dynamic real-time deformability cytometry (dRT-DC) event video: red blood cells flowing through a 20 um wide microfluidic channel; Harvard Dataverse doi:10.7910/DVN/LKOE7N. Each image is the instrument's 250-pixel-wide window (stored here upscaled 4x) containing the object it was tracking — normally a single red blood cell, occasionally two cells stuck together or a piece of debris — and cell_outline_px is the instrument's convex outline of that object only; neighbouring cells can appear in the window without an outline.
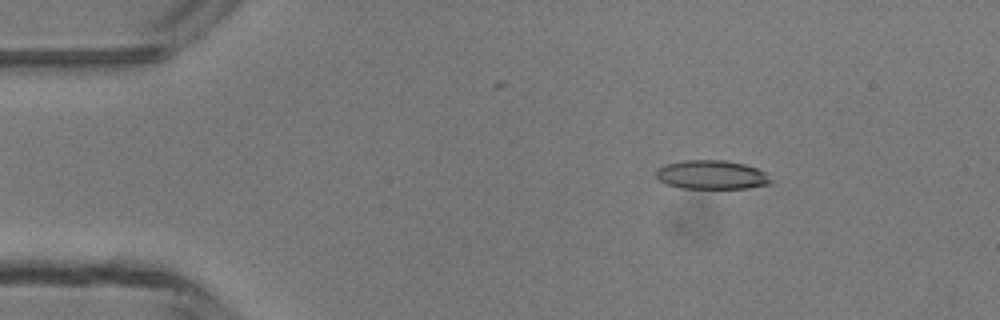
{"species": "common noctule bat (a hibernating species)", "species_latin": "Nyctalus noctula", "temperature_condition": "room temperature", "stored_images_in_passage": 5, "camera_frame_rate_fps": 3000, "um_per_image_px": 0.085, "animal": {"sex": "male", "body_mass_g": 13.3}, "frame": {"image": 1, "passage_image": 2, "time_ms": 1.0, "image_size_px": [1000, 320], "cell_outline_px": [[776, 180], [772, 184], [748, 188], [680, 188], [668, 184], [660, 180], [656, 176], [656, 168], [668, 164], [684, 160], [724, 160], [744, 164], [756, 168], [764, 172]], "centroid_in_image_um": [60.55, 14.86], "position_along_channel_um": 24.5, "area_um2": 19.42}}
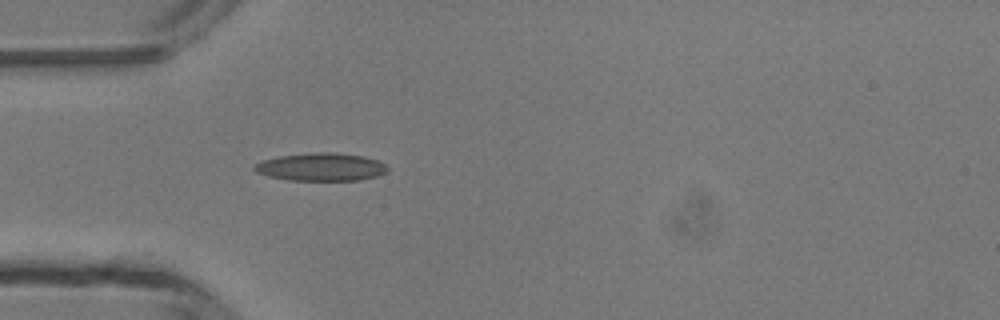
{"frame": {"image": 2, "passage_image": 4, "time_ms": 3.333, "image_size_px": [1000, 320], "cell_outline_px": [[388, 172], [376, 176], [360, 180], [288, 180], [268, 176], [256, 172], [252, 168], [256, 164], [264, 160], [280, 156], [316, 152], [336, 152], [364, 156], [376, 160], [384, 164], [388, 168]], "centroid_in_image_um": [27.3, 14.19], "position_along_channel_um": 57.7, "area_um2": 21.56}}